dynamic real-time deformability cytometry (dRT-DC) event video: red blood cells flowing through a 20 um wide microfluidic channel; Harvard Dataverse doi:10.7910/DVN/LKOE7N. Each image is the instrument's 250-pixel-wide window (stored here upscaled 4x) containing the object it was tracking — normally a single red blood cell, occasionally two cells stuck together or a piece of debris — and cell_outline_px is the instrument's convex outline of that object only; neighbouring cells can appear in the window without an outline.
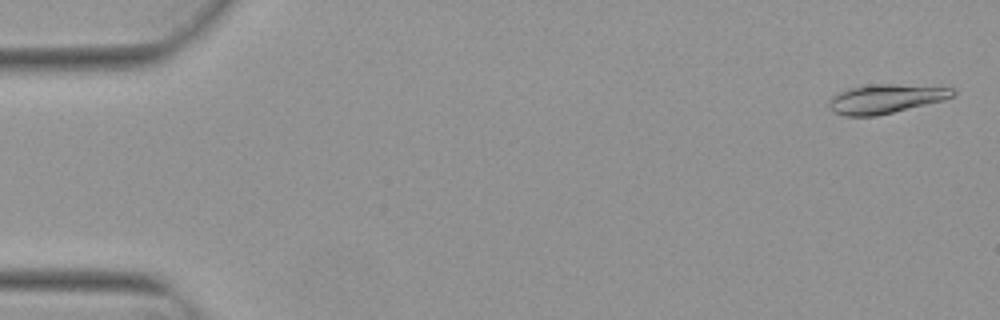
{"species": "Egyptian fruit bat (a non-hibernating species)", "species_latin": "Rousettus aegyptiacus", "temperature_condition": "warm", "stored_images_in_passage": 53, "camera_frame_rate_fps": 3000, "um_per_image_px": 0.085, "animal": {"sex": "female"}, "frame": {"image": 1, "passage_image": 2, "time_ms": 0.333, "image_size_px": [1000, 320], "cell_outline_px": [[956, 92], [952, 96], [944, 100], [876, 116], [844, 116], [832, 112], [828, 108], [828, 104], [832, 96], [836, 92], [848, 88], [868, 84], [896, 84], [956, 88]], "centroid_in_image_um": [75.23, 8.39], "position_along_channel_um": 9.8, "area_um2": 21.21}}
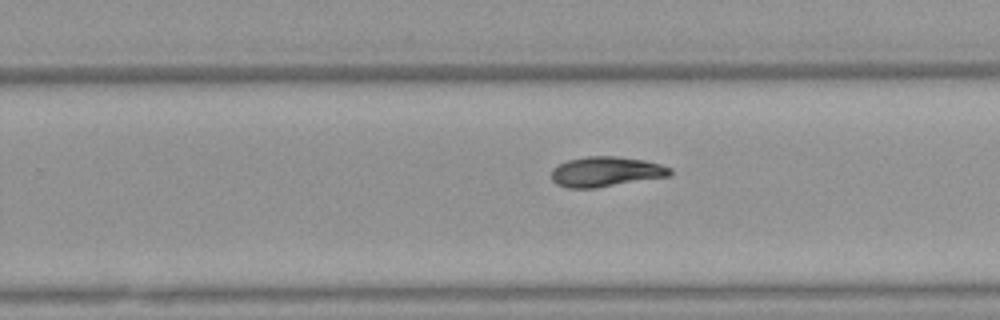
{"frame": {"image": 2, "passage_image": 34, "time_ms": 11.0, "image_size_px": [1000, 320], "cell_outline_px": [[672, 176], [596, 188], [568, 188], [556, 184], [552, 180], [552, 168], [556, 164], [568, 160], [584, 156], [616, 156], [644, 160], [660, 164], [672, 168]], "centroid_in_image_um": [51.51, 14.59], "position_along_channel_um": 278.3, "area_um2": 21.1}}
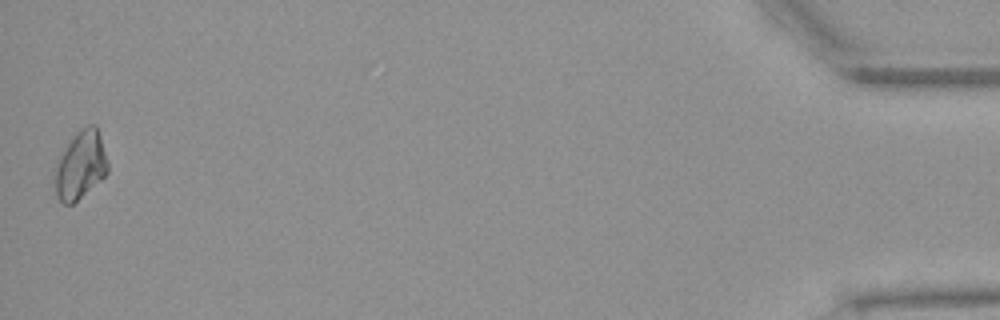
{"frame": {"image": 3, "passage_image": 53, "time_ms": 17.333, "image_size_px": [1000, 320], "cell_outline_px": [[108, 172], [100, 180], [72, 204], [64, 204], [56, 196], [52, 172], [60, 156], [76, 132], [88, 124], [96, 124], [100, 136], [108, 164]], "centroid_in_image_um": [6.81, 14.04], "position_along_channel_um": 428.4, "area_um2": 20.87}}